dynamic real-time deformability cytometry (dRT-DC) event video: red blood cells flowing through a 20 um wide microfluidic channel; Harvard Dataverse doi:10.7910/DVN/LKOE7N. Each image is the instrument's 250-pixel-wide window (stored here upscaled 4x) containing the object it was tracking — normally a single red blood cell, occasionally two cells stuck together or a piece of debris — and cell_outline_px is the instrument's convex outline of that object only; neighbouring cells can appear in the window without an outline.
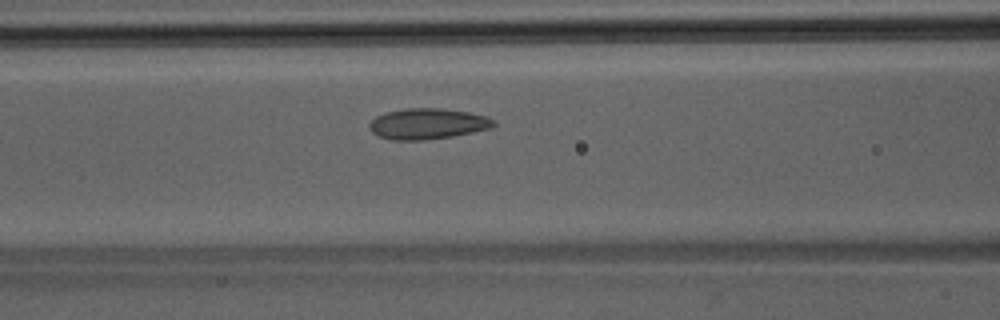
{"species": "Egyptian fruit bat (a non-hibernating species)", "species_latin": "Rousettus aegyptiacus", "temperature_condition": "room temperature", "stored_images_in_passage": 39, "camera_frame_rate_fps": 3000, "um_per_image_px": 0.085, "animal": {"sex": "male"}, "frame": {"image": 1, "passage_image": 13, "time_ms": 4.0, "image_size_px": [1000, 320], "cell_outline_px": [[496, 124], [492, 128], [452, 136], [424, 140], [392, 140], [380, 136], [372, 132], [368, 128], [368, 124], [376, 116], [384, 112], [404, 108], [440, 108], [468, 112], [488, 116], [496, 120]], "centroid_in_image_um": [36.35, 10.51], "position_along_channel_um": 130.3, "area_um2": 22.48}}
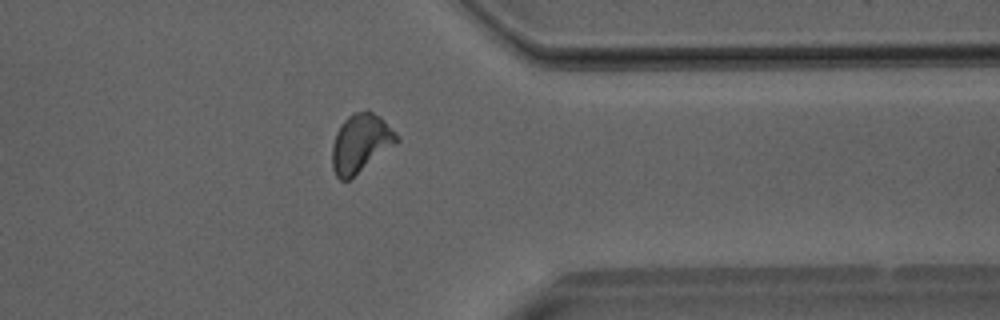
{"frame": {"image": 2, "passage_image": 30, "time_ms": 9.667, "image_size_px": [1000, 320], "cell_outline_px": [[400, 140], [348, 180], [340, 180], [336, 176], [332, 168], [332, 144], [336, 132], [344, 120], [352, 112], [372, 112], [380, 116], [400, 136]], "centroid_in_image_um": [30.64, 12.16], "position_along_channel_um": 380.8, "area_um2": 21.68}}
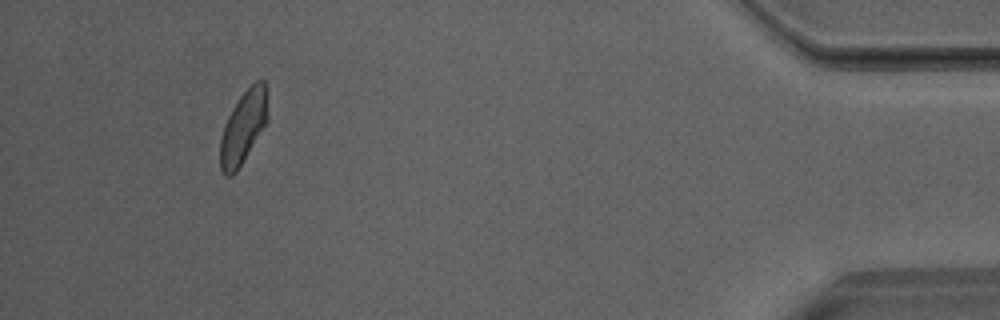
{"frame": {"image": 3, "passage_image": 36, "time_ms": 11.667, "image_size_px": [1000, 320], "cell_outline_px": [[268, 120], [236, 172], [232, 176], [224, 176], [220, 168], [220, 140], [224, 124], [232, 108], [240, 96], [256, 80], [264, 80], [268, 112]], "centroid_in_image_um": [20.66, 10.83], "position_along_channel_um": 414.5, "area_um2": 19.94}}